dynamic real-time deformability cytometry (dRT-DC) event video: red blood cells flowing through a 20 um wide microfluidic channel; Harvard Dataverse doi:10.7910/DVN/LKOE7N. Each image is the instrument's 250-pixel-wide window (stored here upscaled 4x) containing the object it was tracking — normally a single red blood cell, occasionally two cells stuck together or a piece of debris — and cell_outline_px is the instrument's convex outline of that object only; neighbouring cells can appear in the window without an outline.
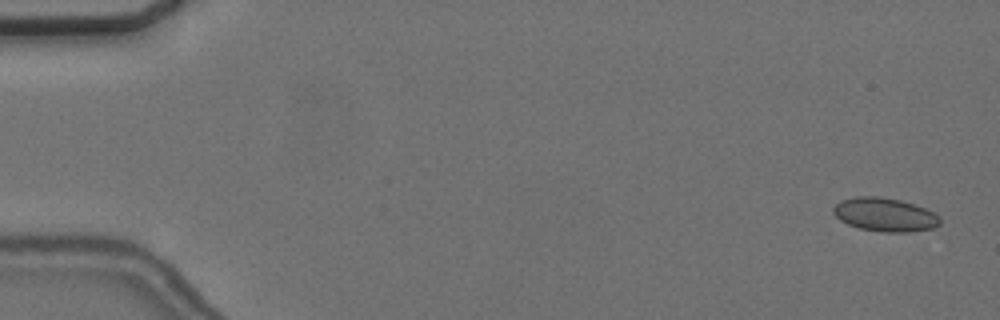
{"species": "common noctule bat (a hibernating species)", "species_latin": "Nyctalus noctula", "temperature_condition": "cold", "stored_images_in_passage": 8, "camera_frame_rate_fps": 3000, "um_per_image_px": 0.085, "animal": {"sex": "female", "body_mass_g": 24.6, "forearm_length_mm": 56.2}, "frame": {"image": 1, "passage_image": 1, "time_ms": 0.0, "image_size_px": [1000, 320], "cell_outline_px": [[940, 224], [932, 228], [908, 232], [884, 232], [860, 228], [848, 224], [840, 220], [832, 212], [832, 208], [840, 200], [856, 196], [880, 196], [900, 200], [924, 208], [940, 216]], "centroid_in_image_um": [75.18, 18.24], "position_along_channel_um": 9.8, "area_um2": 20.81}}